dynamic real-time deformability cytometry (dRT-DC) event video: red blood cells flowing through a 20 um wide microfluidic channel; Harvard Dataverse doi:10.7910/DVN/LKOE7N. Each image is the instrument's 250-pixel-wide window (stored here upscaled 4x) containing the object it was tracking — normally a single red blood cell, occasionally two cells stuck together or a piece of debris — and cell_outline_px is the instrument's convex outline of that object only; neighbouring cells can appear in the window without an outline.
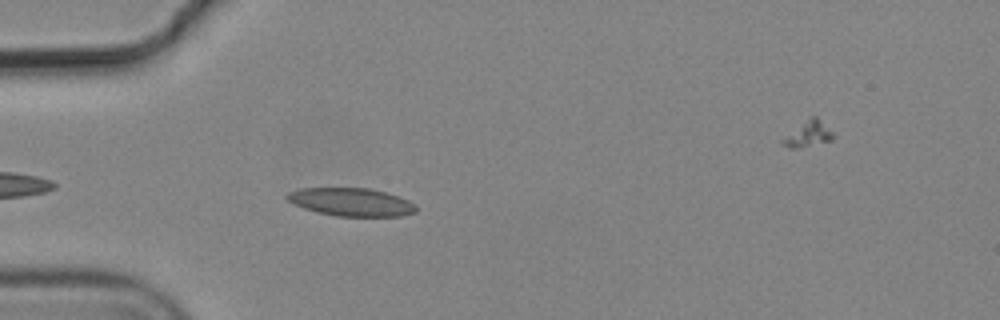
{"species": "common noctule bat (a hibernating species)", "species_latin": "Nyctalus noctula", "temperature_condition": "cold", "stored_images_in_passage": 6, "camera_frame_rate_fps": 3000, "um_per_image_px": 0.085, "animal": {"sex": "male", "body_mass_g": 19.2, "forearm_length_mm": 51.8}, "frame": {"image": 1, "passage_image": 5, "time_ms": 1.333, "image_size_px": [1000, 320], "cell_outline_px": [[416, 212], [400, 216], [336, 216], [316, 212], [304, 208], [288, 200], [284, 196], [288, 192], [300, 188], [368, 188], [388, 192], [408, 200], [416, 204]], "centroid_in_image_um": [29.87, 17.17], "position_along_channel_um": 55.1, "area_um2": 21.15}}